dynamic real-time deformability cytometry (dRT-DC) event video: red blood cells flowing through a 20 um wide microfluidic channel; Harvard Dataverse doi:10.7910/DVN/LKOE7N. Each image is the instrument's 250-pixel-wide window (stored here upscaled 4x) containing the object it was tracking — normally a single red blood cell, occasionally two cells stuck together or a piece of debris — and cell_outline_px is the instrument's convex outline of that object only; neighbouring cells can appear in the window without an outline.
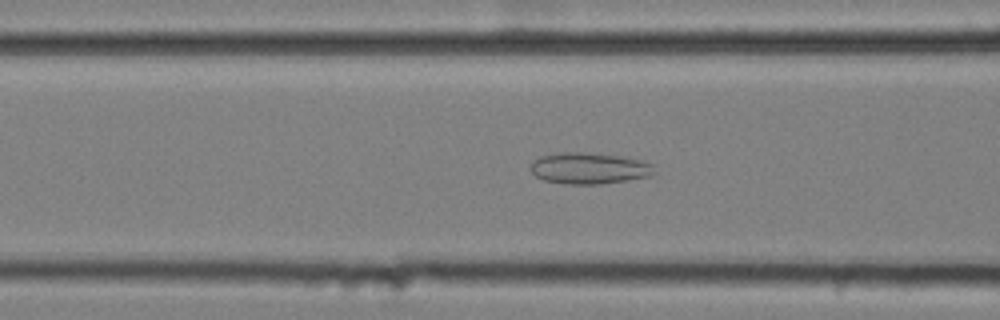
{"species": "common noctule bat (a hibernating species)", "species_latin": "Nyctalus noctula", "temperature_condition": "cold", "stored_images_in_passage": 59, "segment_of_instrument_passage": [1, 2], "camera_frame_rate_fps": 3000, "um_per_image_px": 0.085, "animal": {"sex": "female", "body_mass_g": 25.1}, "frame": {"image": 1, "passage_image": 23, "time_ms": 7.333, "image_size_px": [1000, 320], "cell_outline_px": [[656, 172], [652, 176], [628, 180], [600, 184], [564, 184], [544, 180], [536, 176], [528, 168], [532, 160], [540, 156], [556, 152], [584, 152], [620, 156], [640, 160], [652, 164]], "centroid_in_image_um": [50.04, 14.3], "position_along_channel_um": 116.6, "area_um2": 22.89}}
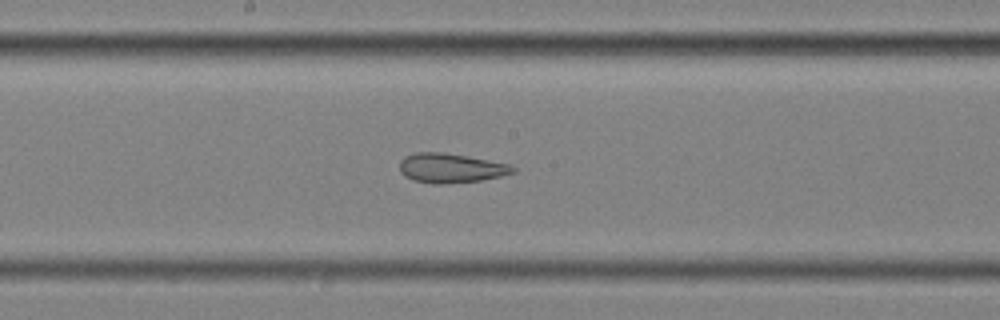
{"frame": {"image": 2, "passage_image": 31, "time_ms": 10.0, "image_size_px": [1000, 320], "cell_outline_px": [[516, 172], [500, 176], [480, 180], [444, 184], [432, 184], [412, 180], [404, 176], [400, 172], [400, 160], [404, 156], [416, 152], [444, 152], [468, 156], [508, 164], [516, 168]], "centroid_in_image_um": [38.28, 14.28], "position_along_channel_um": 209.9, "area_um2": 19.54}}
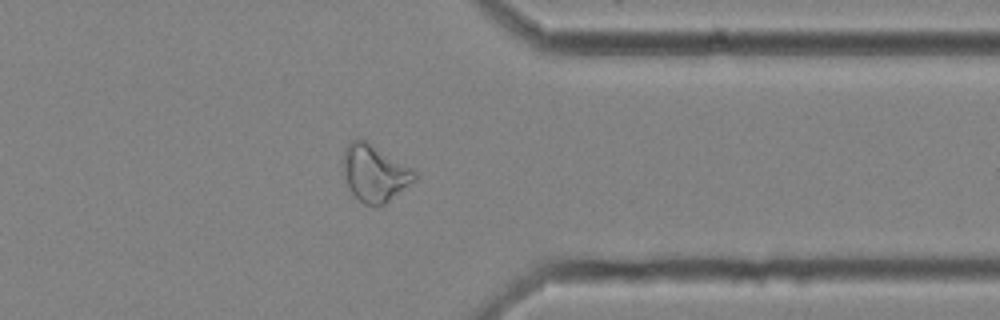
{"frame": {"image": 3, "passage_image": 46, "time_ms": 15.0, "image_size_px": [1000, 320], "cell_outline_px": [[416, 180], [384, 204], [364, 204], [348, 188], [344, 176], [344, 148], [352, 140], [364, 140], [412, 168], [416, 172]], "centroid_in_image_um": [31.84, 14.72], "position_along_channel_um": 379.6, "area_um2": 23.0}}